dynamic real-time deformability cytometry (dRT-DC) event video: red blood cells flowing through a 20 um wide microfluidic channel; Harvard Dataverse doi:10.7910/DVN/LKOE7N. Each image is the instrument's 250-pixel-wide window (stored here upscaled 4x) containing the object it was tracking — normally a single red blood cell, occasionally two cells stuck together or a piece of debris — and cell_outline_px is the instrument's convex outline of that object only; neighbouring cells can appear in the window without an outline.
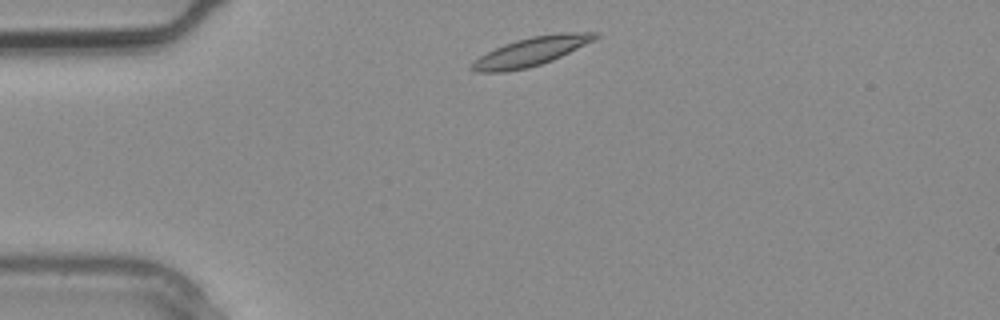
{"species": "common noctule bat (a hibernating species)", "species_latin": "Nyctalus noctula", "temperature_condition": "warm", "stored_images_in_passage": 1, "camera_frame_rate_fps": 3000, "um_per_image_px": 0.085, "animal": {"sex": "male", "body_mass_g": 20.4}, "frame": {"image": 1, "passage_image": 1, "time_ms": 0.0, "image_size_px": [1000, 320], "cell_outline_px": [[600, 36], [552, 60], [528, 68], [504, 72], [476, 72], [468, 68], [480, 56], [504, 44], [516, 40], [532, 36], [560, 32], [600, 32]], "centroid_in_image_um": [45.12, 4.38], "position_along_channel_um": 39.9, "area_um2": 20.29}}